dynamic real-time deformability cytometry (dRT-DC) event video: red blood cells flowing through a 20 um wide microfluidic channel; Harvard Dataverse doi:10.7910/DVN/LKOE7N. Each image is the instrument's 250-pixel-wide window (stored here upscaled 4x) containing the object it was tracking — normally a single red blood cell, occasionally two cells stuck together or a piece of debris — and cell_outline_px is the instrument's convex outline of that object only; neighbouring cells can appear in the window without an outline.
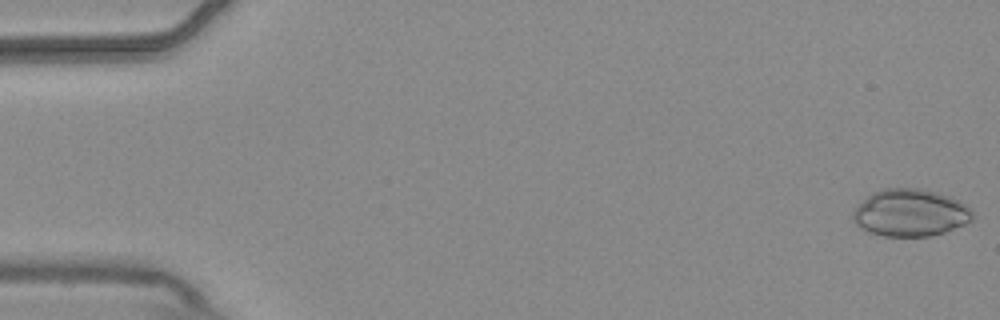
{"species": "common noctule bat (a hibernating species)", "species_latin": "Nyctalus noctula", "temperature_condition": "warm", "stored_images_in_passage": 6, "camera_frame_rate_fps": 3000, "um_per_image_px": 0.085, "animal": {"sex": "male", "body_mass_g": 20.4}, "frame": {"image": 1, "passage_image": 1, "time_ms": 0.0, "image_size_px": [1000, 320], "cell_outline_px": [[972, 220], [964, 224], [944, 232], [928, 236], [884, 236], [872, 232], [856, 224], [852, 220], [852, 212], [872, 192], [884, 188], [916, 188], [936, 192], [960, 200], [972, 212]], "centroid_in_image_um": [77.37, 18.08], "position_along_channel_um": 7.6, "area_um2": 32.48}}
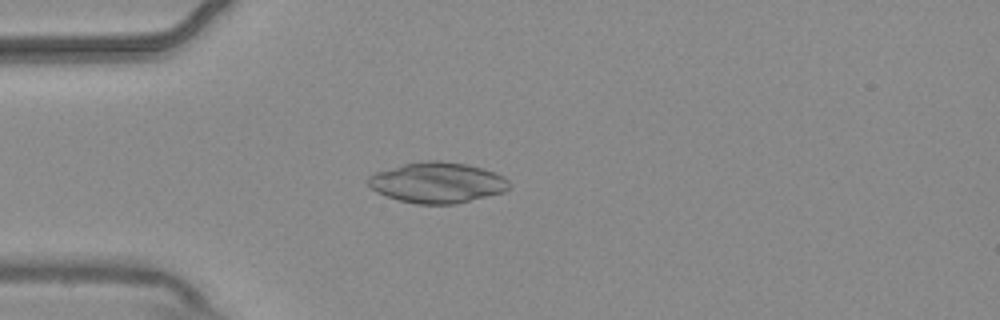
{"frame": {"image": 2, "passage_image": 5, "time_ms": 1.333, "image_size_px": [1000, 320], "cell_outline_px": [[512, 184], [504, 192], [456, 204], [416, 204], [400, 200], [376, 192], [368, 184], [368, 176], [376, 172], [404, 164], [428, 160], [440, 160], [468, 164], [484, 168], [496, 172], [504, 176]], "centroid_in_image_um": [37.22, 15.51], "position_along_channel_um": 47.8, "area_um2": 33.52}}